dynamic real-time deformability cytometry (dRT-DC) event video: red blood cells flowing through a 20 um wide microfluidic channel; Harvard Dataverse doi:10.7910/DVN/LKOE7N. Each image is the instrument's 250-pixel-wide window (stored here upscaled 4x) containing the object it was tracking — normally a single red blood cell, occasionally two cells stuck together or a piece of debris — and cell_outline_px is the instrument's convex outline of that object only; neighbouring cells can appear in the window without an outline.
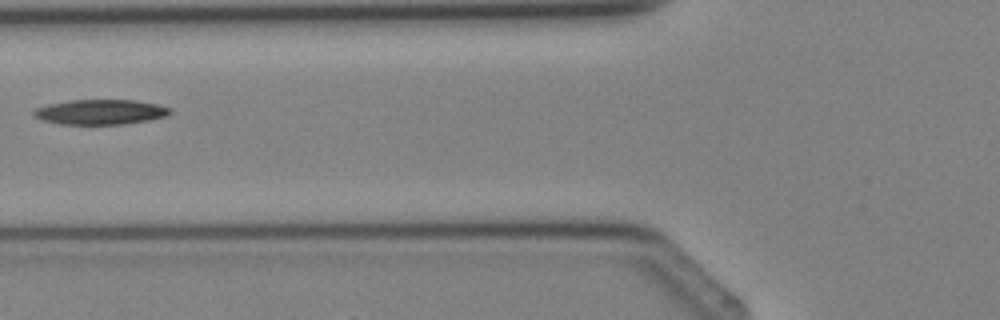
{"species": "Egyptian fruit bat (a non-hibernating species)", "species_latin": "Rousettus aegyptiacus", "temperature_condition": "cold", "stored_images_in_passage": 5, "camera_frame_rate_fps": 3000, "um_per_image_px": 0.085, "animal": {"sex": "female"}, "frame": {"image": 1, "passage_image": 5, "time_ms": 4.667, "image_size_px": [1000, 320], "cell_outline_px": [[172, 112], [168, 116], [152, 120], [124, 124], [60, 124], [44, 120], [32, 116], [32, 112], [36, 108], [48, 104], [68, 100], [136, 100], [156, 104], [172, 108]], "centroid_in_image_um": [8.57, 9.52], "position_along_channel_um": 117.2, "area_um2": 20.06}}